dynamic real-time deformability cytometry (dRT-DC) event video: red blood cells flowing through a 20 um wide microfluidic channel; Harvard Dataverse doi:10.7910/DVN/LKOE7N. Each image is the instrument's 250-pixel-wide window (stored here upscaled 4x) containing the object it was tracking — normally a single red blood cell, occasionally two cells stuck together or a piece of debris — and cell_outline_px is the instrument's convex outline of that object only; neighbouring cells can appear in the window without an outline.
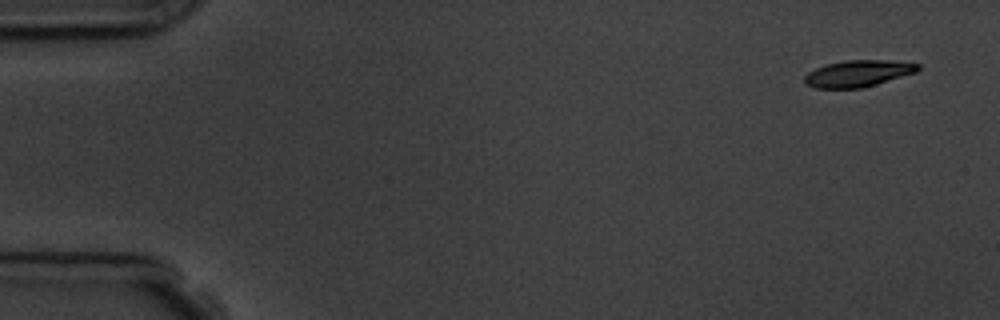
{"species": "common noctule bat (a hibernating species)", "species_latin": "Nyctalus noctula", "temperature_condition": "room temperature", "stored_images_in_passage": 6, "segment_of_instrument_passage": [2, 2], "camera_frame_rate_fps": 3000, "um_per_image_px": 0.085, "animal": {"sex": "male", "body_mass_g": 19.5, "forearm_length_mm": 54.6}, "frame": {"image": 1, "passage_image": 6, "time_ms": 5.667, "image_size_px": [1000, 320], "cell_outline_px": [[920, 68], [916, 72], [876, 84], [860, 88], [816, 88], [804, 84], [804, 76], [808, 72], [816, 68], [828, 64], [848, 60], [888, 60], [920, 64]], "centroid_in_image_um": [72.91, 6.25], "position_along_channel_um": 12.1, "area_um2": 17.4}}